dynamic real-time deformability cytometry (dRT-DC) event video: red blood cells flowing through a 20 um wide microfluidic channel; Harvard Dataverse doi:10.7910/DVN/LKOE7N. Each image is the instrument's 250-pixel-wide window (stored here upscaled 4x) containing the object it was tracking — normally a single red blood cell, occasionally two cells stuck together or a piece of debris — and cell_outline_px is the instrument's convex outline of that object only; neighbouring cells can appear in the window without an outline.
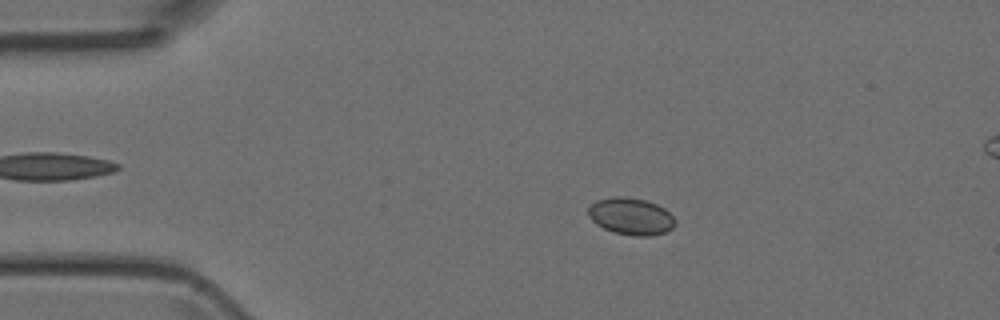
{"species": "Egyptian fruit bat (a non-hibernating species)", "species_latin": "Rousettus aegyptiacus", "temperature_condition": "room temperature", "stored_images_in_passage": 21, "camera_frame_rate_fps": 3000, "um_per_image_px": 0.085, "animal": {"sex": "female"}, "frame": {"image": 1, "passage_image": 9, "time_ms": 2.667, "image_size_px": [1000, 320], "cell_outline_px": [[676, 224], [672, 228], [664, 232], [652, 236], [632, 236], [612, 232], [596, 224], [588, 216], [588, 208], [596, 200], [612, 196], [624, 196], [644, 200], [656, 204], [664, 208], [676, 220]], "centroid_in_image_um": [53.61, 18.39], "position_along_channel_um": 31.4, "area_um2": 18.84}}
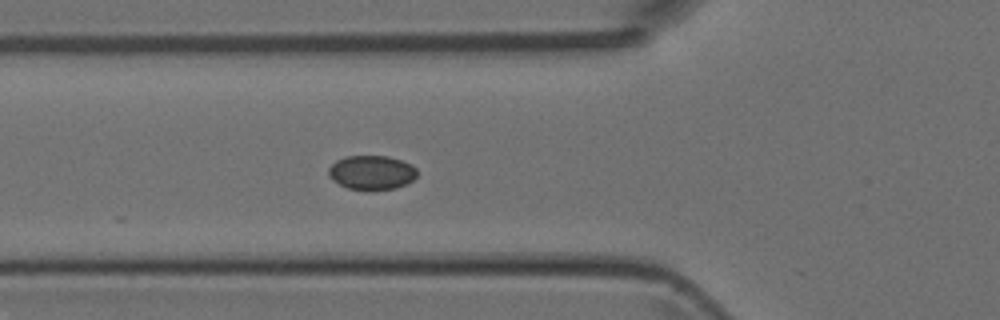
{"frame": {"image": 2, "passage_image": 17, "time_ms": 5.333, "image_size_px": [1000, 320], "cell_outline_px": [[416, 176], [412, 180], [396, 188], [372, 192], [364, 192], [348, 188], [332, 180], [328, 176], [328, 168], [336, 160], [348, 156], [388, 156], [412, 164], [416, 168]], "centroid_in_image_um": [31.57, 14.69], "position_along_channel_um": 94.2, "area_um2": 18.03}}
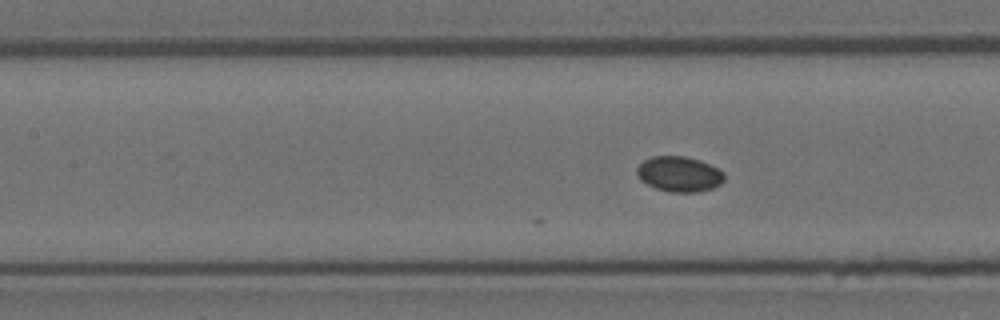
{"frame": {"image": 3, "passage_image": 21, "time_ms": 6.667, "image_size_px": [1000, 320], "cell_outline_px": [[724, 180], [720, 184], [712, 188], [700, 192], [668, 192], [656, 188], [640, 180], [636, 172], [636, 168], [644, 160], [652, 156], [684, 156], [700, 160], [724, 172]], "centroid_in_image_um": [57.72, 14.8], "position_along_channel_um": 149.7, "area_um2": 17.98}}